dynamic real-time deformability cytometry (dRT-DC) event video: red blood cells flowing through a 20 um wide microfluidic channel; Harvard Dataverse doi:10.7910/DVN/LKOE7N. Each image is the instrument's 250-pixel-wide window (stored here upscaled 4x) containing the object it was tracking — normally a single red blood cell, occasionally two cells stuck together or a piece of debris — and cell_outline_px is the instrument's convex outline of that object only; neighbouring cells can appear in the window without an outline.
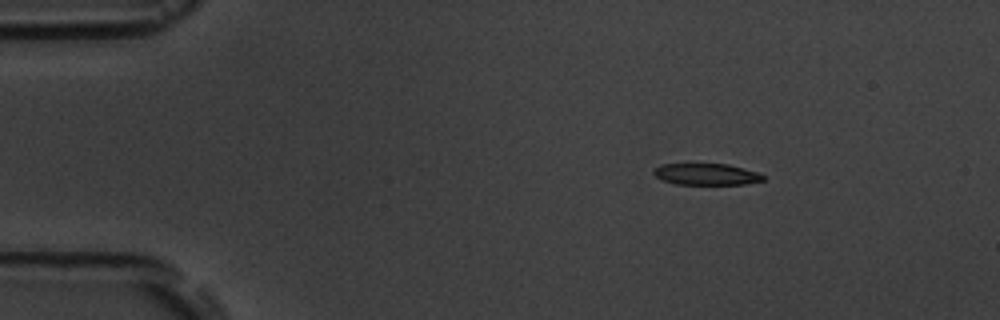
{"species": "common noctule bat (a hibernating species)", "species_latin": "Nyctalus noctula", "temperature_condition": "room temperature", "stored_images_in_passage": 3, "camera_frame_rate_fps": 3000, "um_per_image_px": 0.085, "animal": {"sex": "male", "body_mass_g": 19.5, "forearm_length_mm": 54.6}, "frame": {"image": 1, "passage_image": 1, "time_ms": 0.0, "image_size_px": [1000, 320], "cell_outline_px": [[764, 180], [744, 184], [676, 184], [664, 180], [656, 176], [652, 172], [660, 164], [728, 164], [760, 172], [764, 176]], "centroid_in_image_um": [60.08, 14.8], "position_along_channel_um": 24.9, "area_um2": 13.64}}